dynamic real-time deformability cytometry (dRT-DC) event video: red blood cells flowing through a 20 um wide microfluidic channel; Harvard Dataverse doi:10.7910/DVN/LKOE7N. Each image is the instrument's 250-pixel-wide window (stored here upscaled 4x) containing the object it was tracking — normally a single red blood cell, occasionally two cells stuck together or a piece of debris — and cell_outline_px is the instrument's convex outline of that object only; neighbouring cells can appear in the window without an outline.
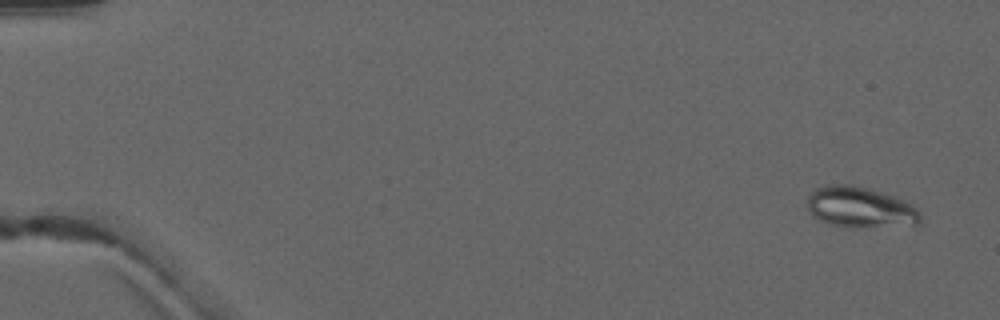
{"species": "common noctule bat (a hibernating species)", "species_latin": "Nyctalus noctula", "temperature_condition": "warm", "stored_images_in_passage": 5, "camera_frame_rate_fps": 3000, "um_per_image_px": 0.085, "animal": {"sex": "male", "forearm_length_mm": 52.5}, "frame": {"image": 1, "passage_image": 1, "time_ms": 0.0, "image_size_px": [1000, 320], "cell_outline_px": [[924, 220], [920, 224], [848, 228], [828, 224], [812, 216], [808, 212], [808, 196], [812, 188], [824, 184], [848, 184], [868, 188], [896, 196], [916, 208], [920, 212]], "centroid_in_image_um": [73.08, 17.62], "position_along_channel_um": 11.9, "area_um2": 27.46}}